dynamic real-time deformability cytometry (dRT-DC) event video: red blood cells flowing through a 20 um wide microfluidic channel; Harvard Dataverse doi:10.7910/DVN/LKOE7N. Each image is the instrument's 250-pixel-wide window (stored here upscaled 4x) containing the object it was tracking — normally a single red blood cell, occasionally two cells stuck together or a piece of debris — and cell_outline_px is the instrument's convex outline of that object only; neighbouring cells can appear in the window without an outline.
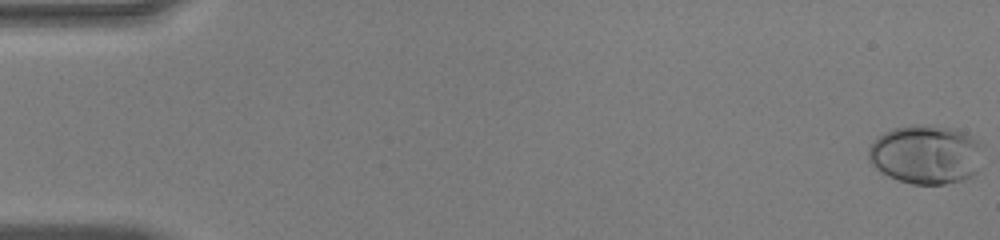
{"species": "human", "species_latin": "Homo sapiens", "temperature_condition": "warm", "stored_images_in_passage": 52, "camera_frame_rate_fps": 3000, "um_per_image_px": 0.085, "donor": {"sex": "male"}, "frame": {"image": 1, "passage_image": 1, "time_ms": 0.0, "image_size_px": [1000, 240], "cell_outline_px": [[980, 140], [976, 172], [972, 176], [964, 180], [944, 184], [912, 184], [888, 176], [880, 172], [868, 160], [868, 148], [884, 132], [892, 128], [956, 128]], "centroid_in_image_um": [78.68, 13.18], "position_along_channel_um": 6.3, "area_um2": 38.21}}
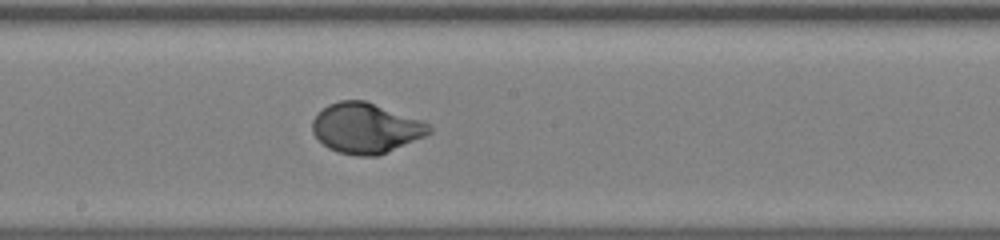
{"frame": {"image": 2, "passage_image": 29, "time_ms": 9.333, "image_size_px": [1000, 240], "cell_outline_px": [[432, 132], [424, 136], [376, 156], [356, 156], [336, 152], [328, 148], [312, 132], [312, 120], [328, 104], [340, 100], [364, 100], [432, 124]], "centroid_in_image_um": [31.08, 10.89], "position_along_channel_um": 217.1, "area_um2": 33.87}}
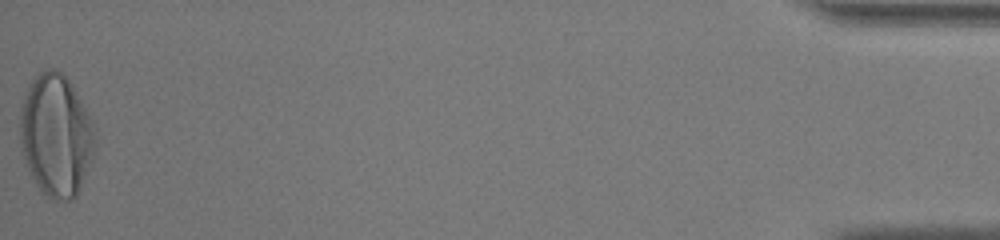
{"frame": {"image": 3, "passage_image": 52, "time_ms": 17.0, "image_size_px": [1000, 240], "cell_outline_px": [[96, 144], [92, 160], [80, 188], [76, 196], [68, 200], [56, 200], [48, 196], [36, 184], [28, 168], [20, 144], [20, 108], [28, 84], [44, 68], [56, 68], [68, 80], [92, 120], [96, 128]], "centroid_in_image_um": [4.77, 11.48], "position_along_channel_um": 430.4, "area_um2": 53.35}, "authors_computed_cell_mechanics": {"area_um2": 33.9286, "velocity_mm_per_s": 4.0515, "shape_relaxation_time_tau1_ms": 4.2436, "shape_relaxation_time_tau2_ms": null, "deformation_change_tau1": 0.2315, "deformation_change_tau2": null}}